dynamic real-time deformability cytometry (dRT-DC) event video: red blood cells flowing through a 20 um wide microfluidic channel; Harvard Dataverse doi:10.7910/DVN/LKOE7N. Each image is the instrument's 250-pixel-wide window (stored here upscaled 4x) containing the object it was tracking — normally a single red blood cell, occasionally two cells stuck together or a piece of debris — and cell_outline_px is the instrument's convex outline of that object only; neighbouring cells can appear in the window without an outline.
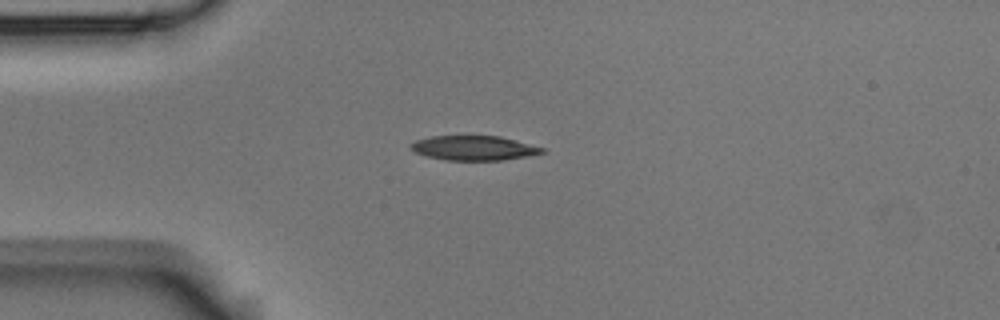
{"species": "Egyptian fruit bat (a non-hibernating species)", "species_latin": "Rousettus aegyptiacus", "temperature_condition": "room temperature", "stored_images_in_passage": 6, "camera_frame_rate_fps": 3000, "um_per_image_px": 0.085, "animal": {"sex": "male"}, "frame": {"image": 1, "passage_image": 2, "time_ms": 0.333, "image_size_px": [1000, 320], "cell_outline_px": [[544, 152], [528, 156], [504, 160], [444, 160], [428, 156], [416, 152], [408, 144], [416, 140], [432, 136], [500, 136], [544, 148]], "centroid_in_image_um": [40.27, 12.58], "position_along_channel_um": 44.7, "area_um2": 18.61}}
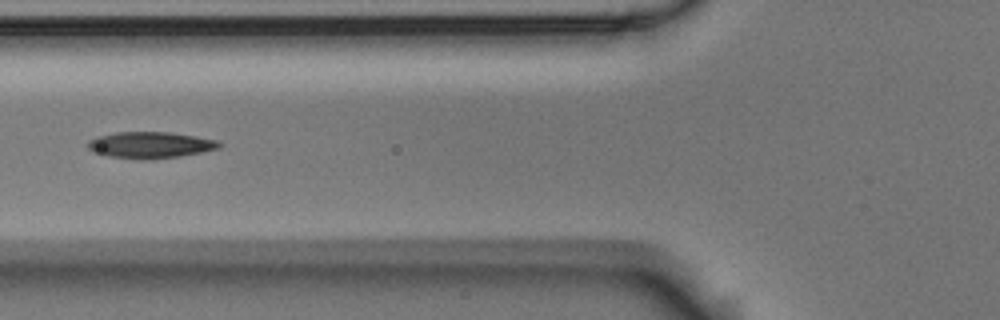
{"frame": {"image": 2, "passage_image": 4, "time_ms": 1.0, "image_size_px": [1000, 320], "cell_outline_px": [[224, 144], [220, 148], [180, 156], [144, 160], [108, 156], [92, 152], [88, 148], [88, 140], [96, 136], [116, 132], [168, 132], [196, 136], [216, 140]], "centroid_in_image_um": [12.75, 12.32], "position_along_channel_um": 113.0, "area_um2": 20.29}}
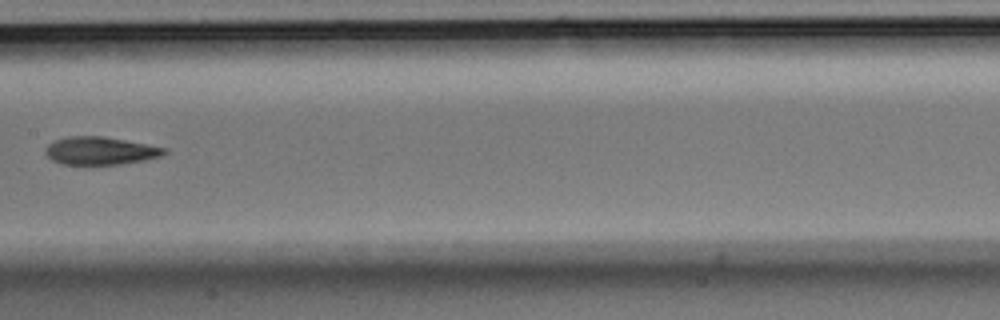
{"frame": {"image": 3, "passage_image": 6, "time_ms": 1.667, "image_size_px": [1000, 320], "cell_outline_px": [[168, 152], [160, 156], [144, 160], [120, 164], [60, 164], [52, 160], [44, 152], [44, 148], [48, 144], [56, 140], [68, 136], [104, 136], [168, 148]], "centroid_in_image_um": [8.52, 12.81], "position_along_channel_um": 198.9, "area_um2": 19.31}}